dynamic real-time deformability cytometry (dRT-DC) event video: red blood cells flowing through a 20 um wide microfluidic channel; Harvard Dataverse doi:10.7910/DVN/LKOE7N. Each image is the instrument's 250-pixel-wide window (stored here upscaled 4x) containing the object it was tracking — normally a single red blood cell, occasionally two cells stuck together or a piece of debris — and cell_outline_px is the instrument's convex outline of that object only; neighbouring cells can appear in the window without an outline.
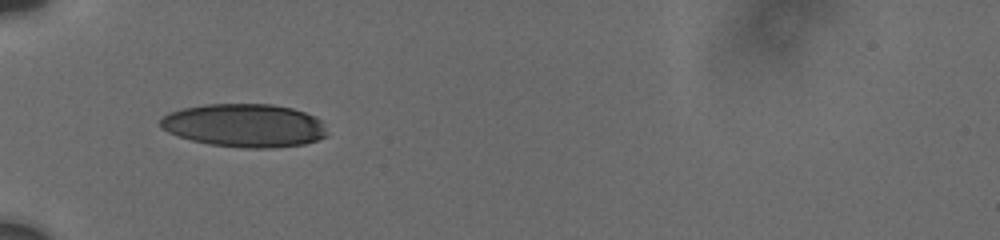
{"species": "human", "species_latin": "Homo sapiens", "temperature_condition": "cold", "stored_images_in_passage": 7, "camera_frame_rate_fps": 3000, "um_per_image_px": 0.085, "donor": {"sex": "male"}, "frame": {"image": 1, "passage_image": 6, "time_ms": 5.667, "image_size_px": [1000, 240], "cell_outline_px": [[328, 136], [304, 144], [276, 148], [244, 148], [212, 144], [192, 140], [168, 132], [160, 128], [160, 120], [168, 112], [180, 108], [204, 104], [272, 104], [292, 108], [316, 116], [320, 120]], "centroid_in_image_um": [20.77, 10.65], "position_along_channel_um": 64.2, "area_um2": 42.14}}